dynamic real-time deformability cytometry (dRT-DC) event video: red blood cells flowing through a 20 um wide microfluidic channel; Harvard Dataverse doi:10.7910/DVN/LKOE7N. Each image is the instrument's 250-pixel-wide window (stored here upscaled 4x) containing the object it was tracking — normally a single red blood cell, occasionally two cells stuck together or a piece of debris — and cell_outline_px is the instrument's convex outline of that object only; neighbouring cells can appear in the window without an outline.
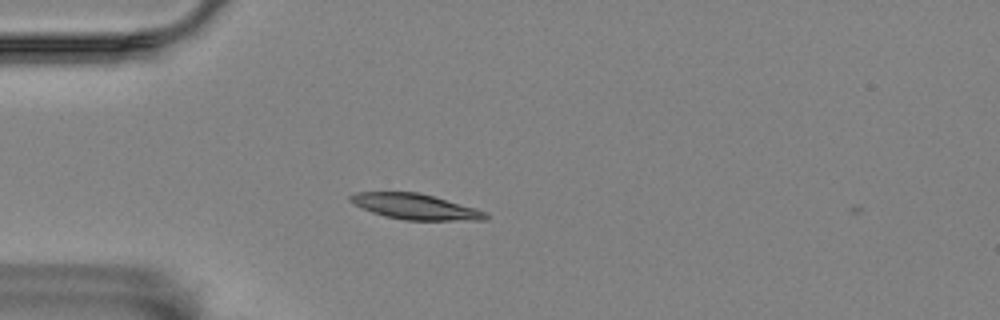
{"species": "Egyptian fruit bat (a non-hibernating species)", "species_latin": "Rousettus aegyptiacus", "temperature_condition": "room temperature", "stored_images_in_passage": 43, "camera_frame_rate_fps": 3000, "um_per_image_px": 0.085, "animal": {"sex": "female"}, "frame": {"image": 1, "passage_image": 2, "time_ms": 0.333, "image_size_px": [1000, 320], "cell_outline_px": [[488, 216], [484, 220], [404, 220], [384, 216], [372, 212], [348, 200], [348, 196], [356, 192], [420, 192], [476, 208], [488, 212]], "centroid_in_image_um": [35.32, 17.56], "position_along_channel_um": 49.7, "area_um2": 20.11}}
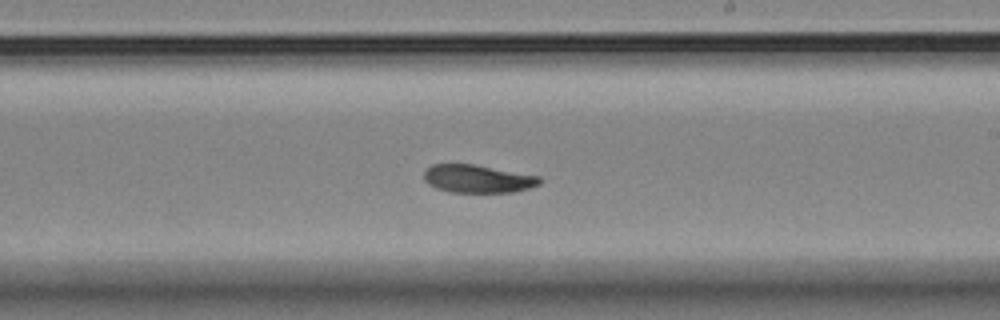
{"frame": {"image": 2, "passage_image": 20, "time_ms": 6.333, "image_size_px": [1000, 320], "cell_outline_px": [[544, 180], [540, 184], [528, 188], [512, 192], [448, 192], [436, 188], [428, 184], [424, 180], [424, 172], [432, 164], [476, 164], [540, 176]], "centroid_in_image_um": [40.62, 15.19], "position_along_channel_um": 248.4, "area_um2": 19.02}}
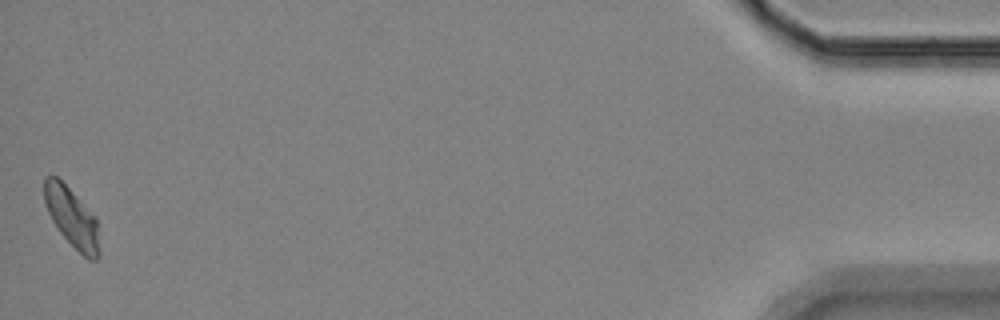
{"frame": {"image": 3, "passage_image": 43, "time_ms": 14.0, "image_size_px": [1000, 320], "cell_outline_px": [[100, 256], [96, 260], [88, 260], [60, 232], [52, 220], [48, 212], [44, 200], [44, 176], [56, 176], [96, 216], [100, 252]], "centroid_in_image_um": [6.12, 18.5], "position_along_channel_um": 429.1, "area_um2": 18.84}, "authors_computed_cell_mechanics": {"area_um2": 19.2474, "velocity_mm_per_s": 3.5193, "shape_relaxation_time_tau1_ms": 10.1174, "shape_relaxation_time_tau2_ms": null, "deformation_change_tau1": 0.209, "deformation_change_tau2": null}}